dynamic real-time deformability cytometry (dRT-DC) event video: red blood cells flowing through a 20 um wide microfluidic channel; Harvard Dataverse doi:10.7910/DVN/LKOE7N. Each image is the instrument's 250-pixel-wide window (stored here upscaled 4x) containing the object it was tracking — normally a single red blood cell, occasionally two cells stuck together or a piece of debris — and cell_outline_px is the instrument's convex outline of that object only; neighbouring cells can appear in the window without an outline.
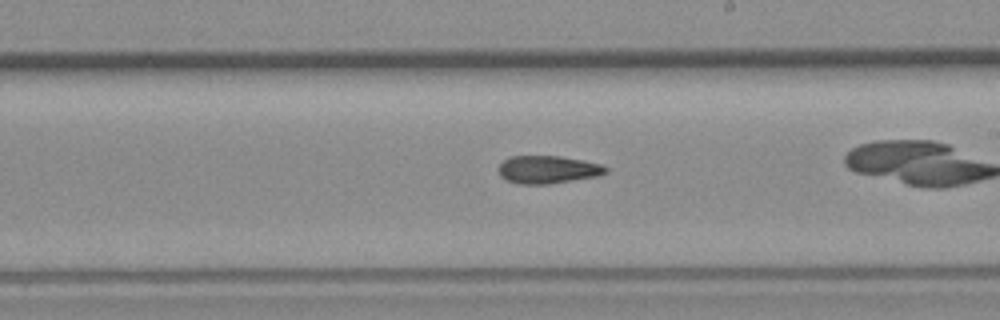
{"species": "common noctule bat (a hibernating species)", "species_latin": "Nyctalus noctula", "temperature_condition": "room temperature", "stored_images_in_passage": 27, "camera_frame_rate_fps": 3000, "um_per_image_px": 0.085, "animal": {"sex": "female", "body_mass_g": 19.3, "forearm_length_mm": 54.1}, "frame": {"image": 1, "passage_image": 16, "time_ms": 5.0, "image_size_px": [1000, 320], "cell_outline_px": [[608, 172], [596, 176], [548, 184], [520, 184], [504, 180], [500, 176], [496, 168], [504, 160], [512, 156], [560, 156], [584, 160], [604, 164], [608, 168]], "centroid_in_image_um": [46.55, 14.41], "position_along_channel_um": 242.5, "area_um2": 17.57}}